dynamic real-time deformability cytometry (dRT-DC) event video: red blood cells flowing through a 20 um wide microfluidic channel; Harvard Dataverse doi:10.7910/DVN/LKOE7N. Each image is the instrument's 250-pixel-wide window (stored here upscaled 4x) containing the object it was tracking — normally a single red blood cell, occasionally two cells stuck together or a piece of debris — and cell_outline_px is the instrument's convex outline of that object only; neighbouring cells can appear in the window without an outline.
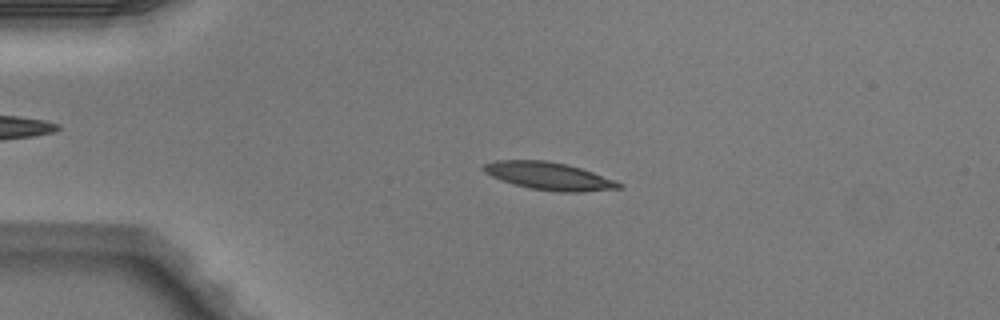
{"species": "Egyptian fruit bat (a non-hibernating species)", "species_latin": "Rousettus aegyptiacus", "temperature_condition": "warm", "stored_images_in_passage": 40, "camera_frame_rate_fps": 3000, "um_per_image_px": 0.085, "animal": {"sex": "male"}, "frame": {"image": 1, "passage_image": 2, "time_ms": 0.333, "image_size_px": [1000, 320], "cell_outline_px": [[624, 188], [580, 192], [560, 192], [528, 188], [500, 180], [484, 172], [480, 168], [484, 164], [496, 160], [544, 160], [564, 164], [580, 168], [616, 180], [624, 184]], "centroid_in_image_um": [46.67, 14.97], "position_along_channel_um": 38.3, "area_um2": 21.85}}
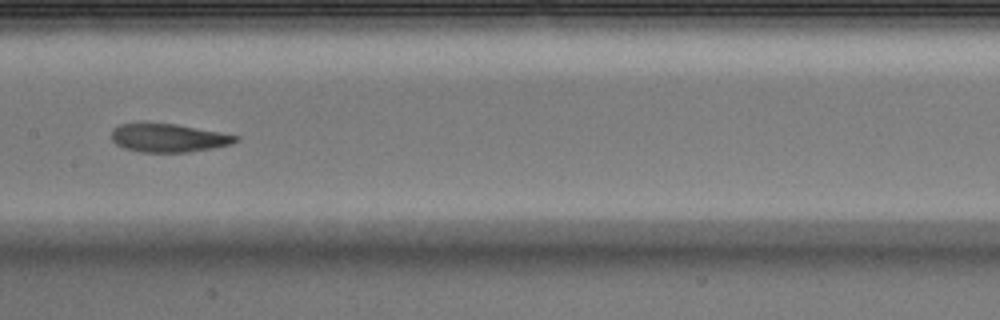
{"frame": {"image": 2, "passage_image": 16, "time_ms": 5.0, "image_size_px": [1000, 320], "cell_outline_px": [[240, 140], [232, 144], [212, 148], [188, 152], [140, 152], [124, 148], [116, 144], [112, 140], [112, 128], [120, 124], [144, 120], [176, 124], [220, 132], [240, 136]], "centroid_in_image_um": [14.28, 11.68], "position_along_channel_um": 193.1, "area_um2": 21.21}}
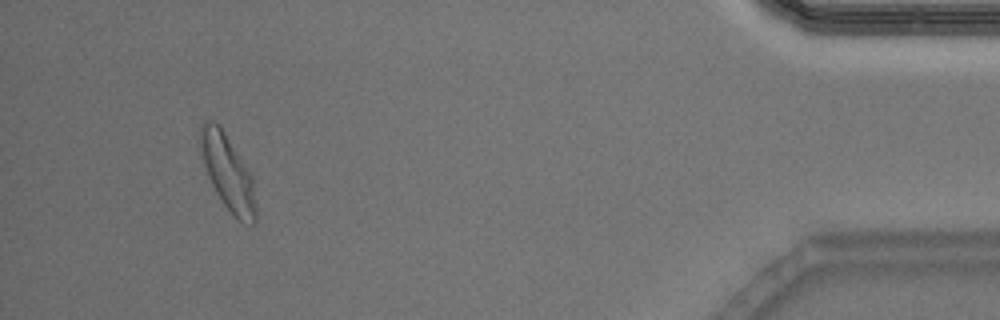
{"frame": {"image": 3, "passage_image": 37, "time_ms": 12.0, "image_size_px": [1000, 320], "cell_outline_px": [[256, 220], [252, 224], [240, 220], [224, 204], [216, 192], [208, 176], [204, 164], [200, 144], [200, 124], [204, 120], [212, 120], [220, 124], [252, 176], [256, 208]], "centroid_in_image_um": [19.35, 14.59], "position_along_channel_um": 415.9, "area_um2": 23.87}, "authors_computed_cell_mechanics": {"area_um2": 21.4438, "velocity_mm_per_s": 4.0948, "shape_relaxation_time_tau1_ms": 3.6395, "shape_relaxation_time_tau2_ms": 0.967, "deformation_change_tau1": 0.1813, "deformation_change_tau2": 0.0738}}